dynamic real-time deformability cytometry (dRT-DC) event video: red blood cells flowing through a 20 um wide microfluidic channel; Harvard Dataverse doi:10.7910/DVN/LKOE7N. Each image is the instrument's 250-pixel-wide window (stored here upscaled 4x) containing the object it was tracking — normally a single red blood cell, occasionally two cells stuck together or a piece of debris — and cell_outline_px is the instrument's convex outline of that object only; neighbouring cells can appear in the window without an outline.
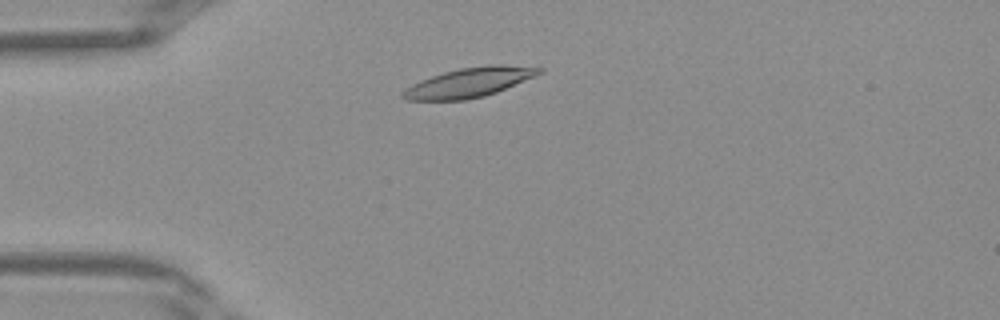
{"species": "Egyptian fruit bat (a non-hibernating species)", "species_latin": "Rousettus aegyptiacus", "temperature_condition": "warm", "stored_images_in_passage": 36, "camera_frame_rate_fps": 3000, "um_per_image_px": 0.085, "frame": {"image": 1, "passage_image": 6, "time_ms": 1.667, "image_size_px": [1000, 320], "cell_outline_px": [[544, 72], [536, 76], [496, 92], [484, 96], [464, 100], [408, 100], [400, 96], [400, 92], [412, 84], [420, 80], [444, 72], [460, 68], [488, 64], [500, 64], [544, 68]], "centroid_in_image_um": [39.89, 7.0], "position_along_channel_um": 45.1, "area_um2": 23.47}}
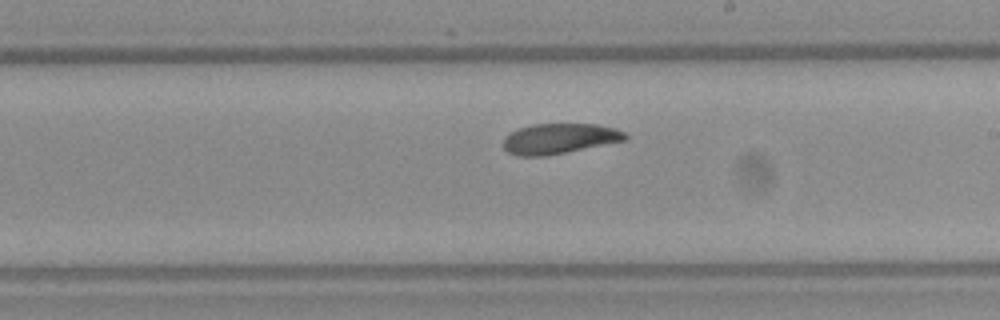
{"frame": {"image": 2, "passage_image": 19, "time_ms": 6.0, "image_size_px": [1000, 320], "cell_outline_px": [[628, 140], [568, 152], [544, 156], [516, 156], [508, 152], [504, 148], [504, 136], [508, 132], [532, 124], [596, 124], [616, 128], [624, 132], [628, 136]], "centroid_in_image_um": [47.55, 11.78], "position_along_channel_um": 241.4, "area_um2": 21.79}}
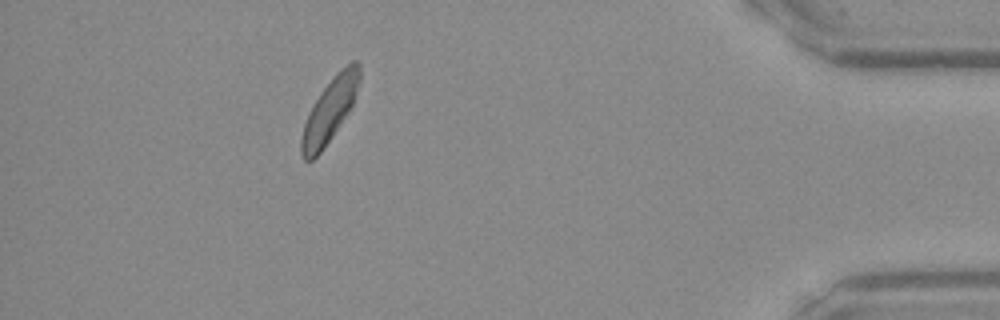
{"frame": {"image": 3, "passage_image": 32, "time_ms": 10.333, "image_size_px": [1000, 320], "cell_outline_px": [[360, 80], [352, 104], [348, 112], [332, 136], [320, 152], [312, 160], [304, 160], [300, 152], [300, 140], [304, 124], [308, 112], [320, 92], [336, 72], [340, 68], [352, 60], [356, 60], [360, 64]], "centroid_in_image_um": [28.01, 9.33], "position_along_channel_um": 407.2, "area_um2": 21.39}}